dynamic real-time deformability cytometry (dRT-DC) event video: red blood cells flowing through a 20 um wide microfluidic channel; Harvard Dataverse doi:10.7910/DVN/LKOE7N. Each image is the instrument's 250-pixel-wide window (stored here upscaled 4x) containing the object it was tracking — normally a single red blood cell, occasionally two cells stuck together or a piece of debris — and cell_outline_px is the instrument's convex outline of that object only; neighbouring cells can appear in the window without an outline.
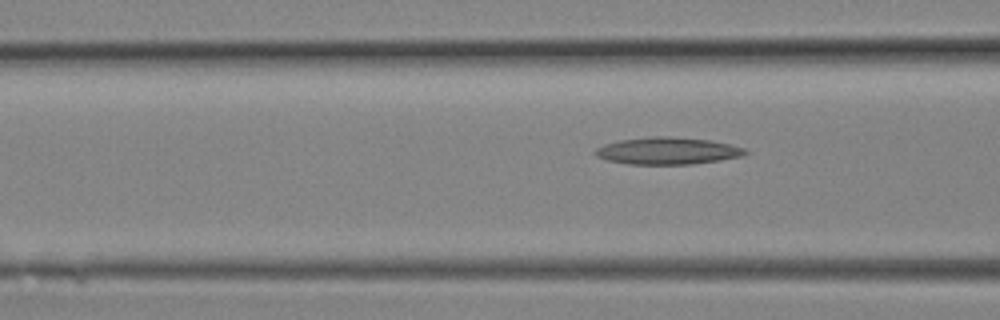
{"species": "Egyptian fruit bat (a non-hibernating species)", "species_latin": "Rousettus aegyptiacus", "temperature_condition": "room temperature", "stored_images_in_passage": 4, "segment_of_instrument_passage": [2, 2], "camera_frame_rate_fps": 3000, "um_per_image_px": 0.085, "animal": {"sex": "female"}, "frame": {"image": 1, "passage_image": 4, "time_ms": 1.0, "image_size_px": [1000, 320], "cell_outline_px": [[748, 152], [744, 156], [720, 160], [692, 164], [628, 164], [608, 160], [596, 156], [592, 152], [596, 148], [604, 144], [620, 140], [652, 136], [668, 136], [712, 140], [744, 148]], "centroid_in_image_um": [56.73, 12.82], "position_along_channel_um": 109.9, "area_um2": 23.7}}